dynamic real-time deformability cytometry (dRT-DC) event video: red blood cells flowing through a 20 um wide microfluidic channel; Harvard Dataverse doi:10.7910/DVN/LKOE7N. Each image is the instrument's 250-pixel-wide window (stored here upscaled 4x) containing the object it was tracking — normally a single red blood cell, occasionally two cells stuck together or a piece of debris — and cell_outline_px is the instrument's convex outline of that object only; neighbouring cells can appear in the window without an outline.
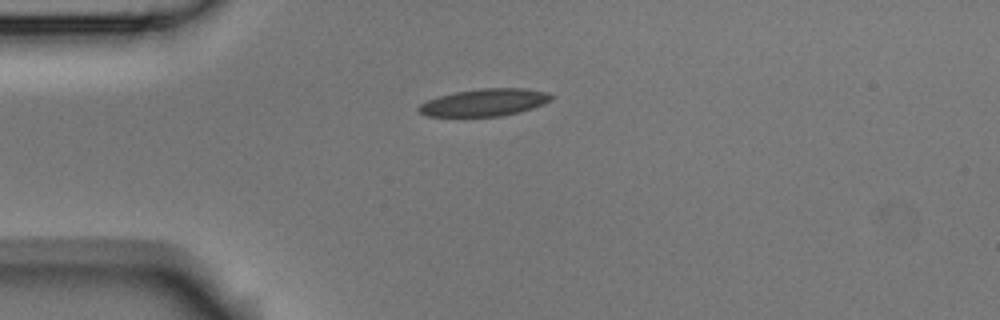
{"species": "Egyptian fruit bat (a non-hibernating species)", "species_latin": "Rousettus aegyptiacus", "temperature_condition": "room temperature", "stored_images_in_passage": 6, "camera_frame_rate_fps": 3000, "um_per_image_px": 0.085, "animal": {"sex": "male"}, "frame": {"image": 1, "passage_image": 1, "time_ms": 0.0, "image_size_px": [1000, 320], "cell_outline_px": [[556, 96], [552, 100], [532, 108], [500, 116], [428, 116], [420, 112], [416, 108], [420, 104], [428, 100], [440, 96], [456, 92], [480, 88], [524, 88], [548, 92]], "centroid_in_image_um": [41.21, 8.7], "position_along_channel_um": 43.8, "area_um2": 20.92}}
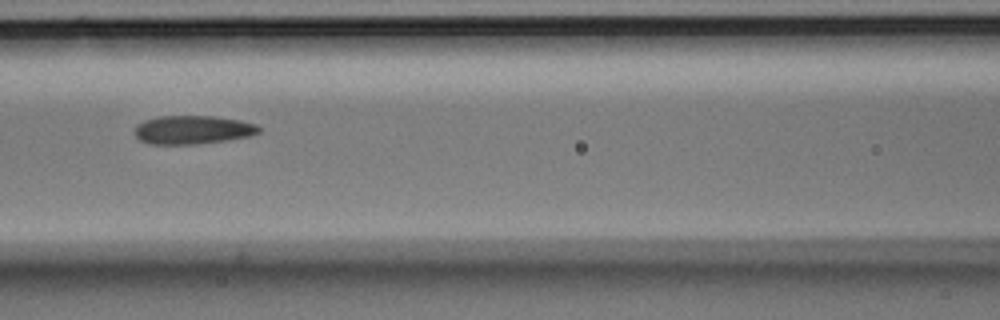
{"frame": {"image": 2, "passage_image": 4, "time_ms": 1.0, "image_size_px": [1000, 320], "cell_outline_px": [[260, 132], [248, 136], [228, 140], [196, 144], [148, 144], [140, 140], [136, 136], [136, 124], [144, 120], [160, 116], [212, 116], [240, 120], [256, 124], [260, 128]], "centroid_in_image_um": [16.37, 11.03], "position_along_channel_um": 150.2, "area_um2": 20.63}}
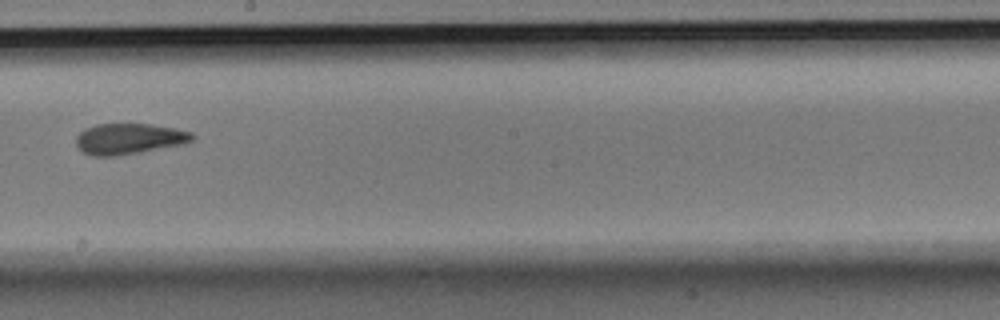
{"frame": {"image": 3, "passage_image": 6, "time_ms": 1.667, "image_size_px": [1000, 320], "cell_outline_px": [[196, 140], [184, 144], [140, 152], [116, 156], [92, 156], [84, 152], [76, 144], [76, 136], [84, 128], [96, 124], [152, 124], [176, 128], [192, 132], [196, 136]], "centroid_in_image_um": [11.01, 11.79], "position_along_channel_um": 237.2, "area_um2": 21.1}}